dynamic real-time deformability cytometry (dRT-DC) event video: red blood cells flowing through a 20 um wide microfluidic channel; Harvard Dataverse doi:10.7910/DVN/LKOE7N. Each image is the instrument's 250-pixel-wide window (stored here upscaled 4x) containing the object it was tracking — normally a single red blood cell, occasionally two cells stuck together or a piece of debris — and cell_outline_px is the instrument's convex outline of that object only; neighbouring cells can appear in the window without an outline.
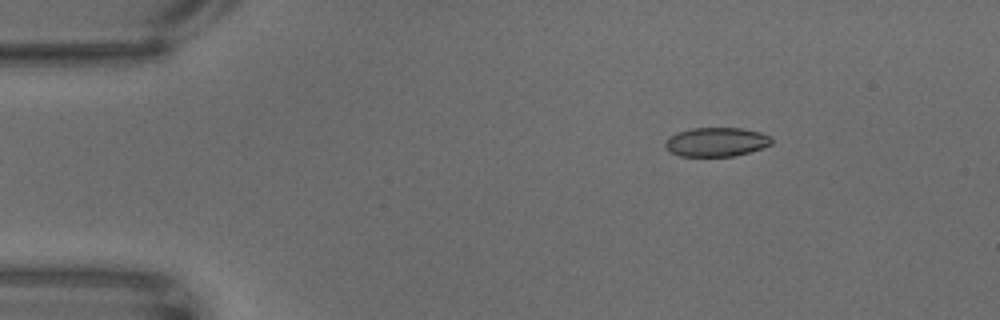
{"species": "common noctule bat (a hibernating species)", "species_latin": "Nyctalus noctula", "temperature_condition": "warm", "stored_images_in_passage": 42, "camera_frame_rate_fps": 3000, "um_per_image_px": 0.085, "animal": {"sex": "male", "body_mass_g": 18.8}, "frame": {"image": 1, "passage_image": 1, "time_ms": 0.0, "image_size_px": [1000, 320], "cell_outline_px": [[772, 144], [748, 152], [732, 156], [680, 156], [672, 152], [664, 144], [672, 136], [680, 132], [692, 128], [740, 128], [760, 132], [772, 136]], "centroid_in_image_um": [60.94, 12.06], "position_along_channel_um": 24.1, "area_um2": 17.63}}
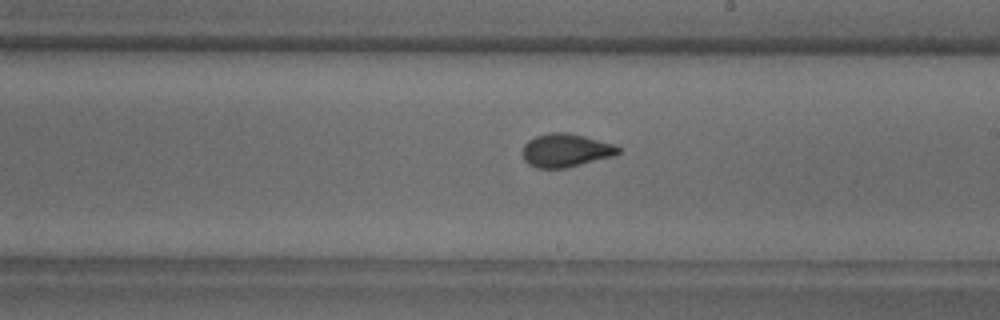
{"frame": {"image": 2, "passage_image": 28, "time_ms": 9.0, "image_size_px": [1000, 320], "cell_outline_px": [[620, 152], [612, 156], [568, 168], [536, 168], [528, 164], [524, 160], [524, 144], [528, 140], [536, 136], [548, 132], [568, 132], [584, 136], [612, 144], [620, 148]], "centroid_in_image_um": [48.06, 12.78], "position_along_channel_um": 240.9, "area_um2": 18.5}}
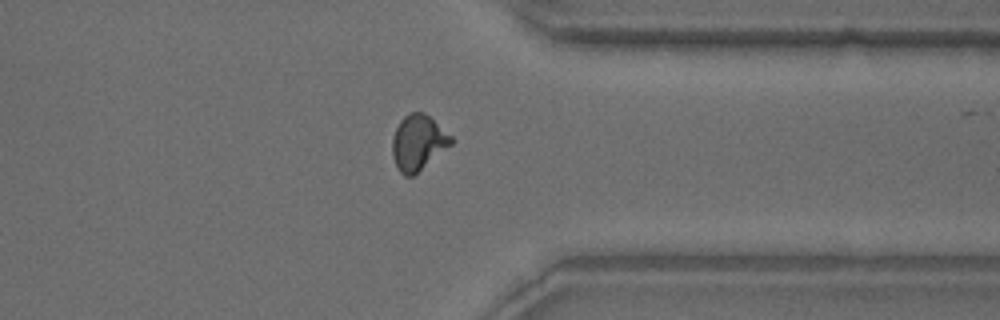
{"frame": {"image": 3, "passage_image": 41, "time_ms": 13.333, "image_size_px": [1000, 320], "cell_outline_px": [[452, 144], [412, 176], [404, 176], [400, 172], [392, 156], [392, 140], [396, 128], [400, 120], [404, 116], [412, 112], [424, 112], [452, 136]], "centroid_in_image_um": [35.52, 12.11], "position_along_channel_um": 375.9, "area_um2": 18.67}}